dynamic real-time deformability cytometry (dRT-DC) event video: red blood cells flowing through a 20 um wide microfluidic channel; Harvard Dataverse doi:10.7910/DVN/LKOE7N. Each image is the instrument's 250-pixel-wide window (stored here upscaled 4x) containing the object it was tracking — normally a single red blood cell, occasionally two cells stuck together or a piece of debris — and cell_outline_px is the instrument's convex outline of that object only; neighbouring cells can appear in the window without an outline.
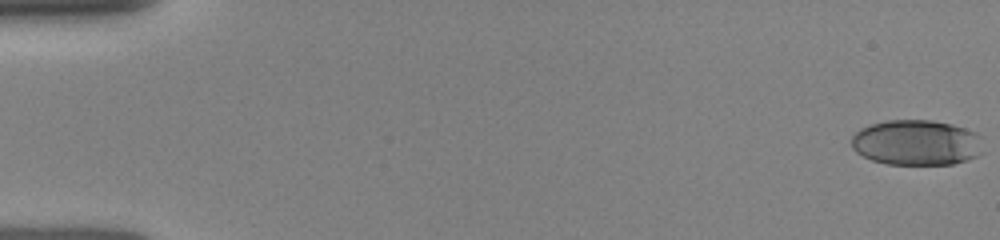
{"species": "human", "species_latin": "Homo sapiens", "temperature_condition": "room temperature", "stored_images_in_passage": 48, "camera_frame_rate_fps": 3000, "um_per_image_px": 0.085, "donor": {"sex": "female"}, "frame": {"image": 1, "passage_image": 1, "time_ms": 0.0, "image_size_px": [1000, 240], "cell_outline_px": [[984, 152], [968, 160], [952, 164], [888, 164], [872, 160], [856, 152], [852, 148], [852, 136], [860, 128], [872, 124], [888, 120], [932, 120], [952, 124], [976, 132], [980, 136]], "centroid_in_image_um": [77.93, 12.12], "position_along_channel_um": 7.1, "area_um2": 35.03}}
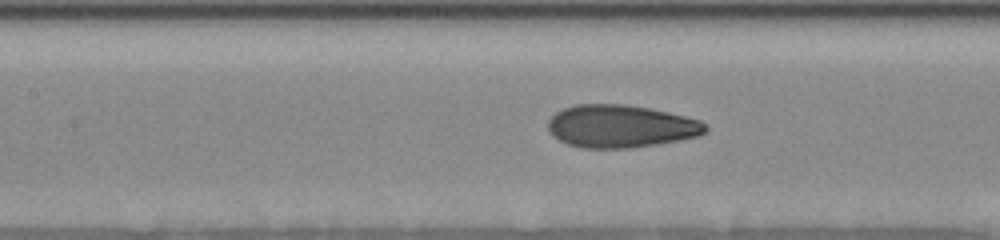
{"frame": {"image": 2, "passage_image": 16, "time_ms": 7.333, "image_size_px": [1000, 240], "cell_outline_px": [[708, 132], [700, 136], [680, 140], [656, 144], [628, 148], [580, 148], [568, 144], [552, 136], [548, 132], [548, 120], [556, 112], [564, 108], [576, 104], [624, 104], [648, 108], [668, 112], [700, 120], [708, 124]], "centroid_in_image_um": [52.77, 10.73], "position_along_channel_um": 154.6, "area_um2": 39.42}}
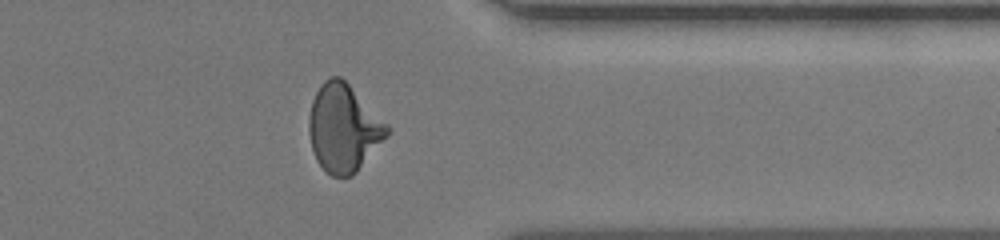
{"frame": {"image": 3, "passage_image": 34, "time_ms": 13.0, "image_size_px": [1000, 240], "cell_outline_px": [[392, 132], [356, 172], [352, 176], [332, 176], [316, 160], [312, 148], [308, 132], [308, 120], [312, 100], [320, 84], [324, 80], [332, 76], [340, 76], [392, 128]], "centroid_in_image_um": [29.21, 10.88], "position_along_channel_um": 382.2, "area_um2": 39.82}}